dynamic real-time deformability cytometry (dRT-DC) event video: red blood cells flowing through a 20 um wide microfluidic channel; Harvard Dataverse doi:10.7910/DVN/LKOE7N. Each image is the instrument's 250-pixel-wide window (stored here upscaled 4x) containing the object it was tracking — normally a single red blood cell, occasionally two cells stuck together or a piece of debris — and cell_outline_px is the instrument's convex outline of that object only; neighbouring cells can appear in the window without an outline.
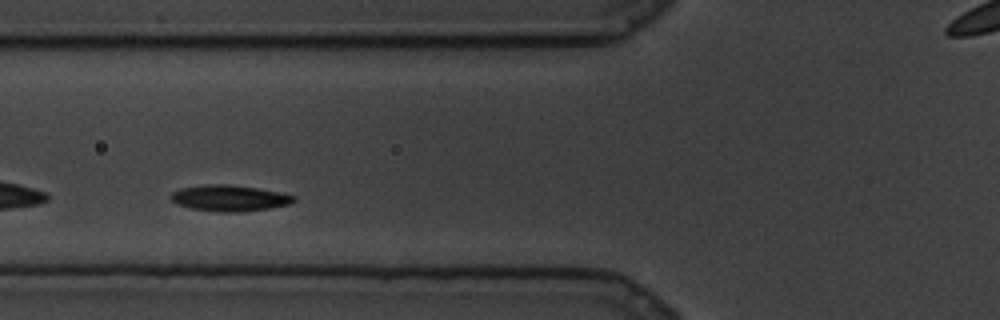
{"species": "common noctule bat (a hibernating species)", "species_latin": "Nyctalus noctula", "temperature_condition": "cold", "stored_images_in_passage": 50, "camera_frame_rate_fps": 3000, "um_per_image_px": 0.085, "animal": {"sex": "male", "body_mass_g": 19.5, "forearm_length_mm": 54.6}, "frame": {"image": 1, "passage_image": 8, "time_ms": 2.333, "image_size_px": [1000, 320], "cell_outline_px": [[296, 200], [288, 204], [268, 208], [240, 212], [216, 212], [192, 208], [176, 204], [168, 196], [172, 192], [180, 188], [208, 184], [228, 184], [256, 188], [280, 192], [296, 196]], "centroid_in_image_um": [19.47, 16.84], "position_along_channel_um": 106.3, "area_um2": 18.67}}
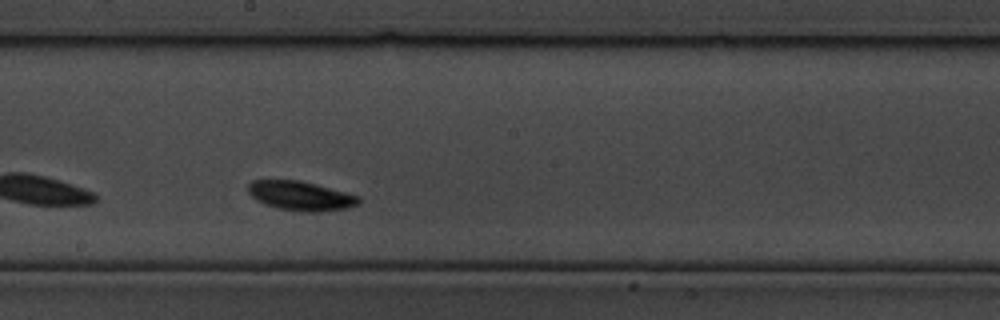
{"frame": {"image": 2, "passage_image": 24, "time_ms": 7.667, "image_size_px": [1000, 320], "cell_outline_px": [[360, 204], [348, 208], [320, 212], [304, 212], [276, 208], [264, 204], [256, 200], [248, 192], [248, 184], [252, 180], [300, 180], [316, 184], [360, 196]], "centroid_in_image_um": [25.57, 16.65], "position_along_channel_um": 222.6, "area_um2": 19.07}}
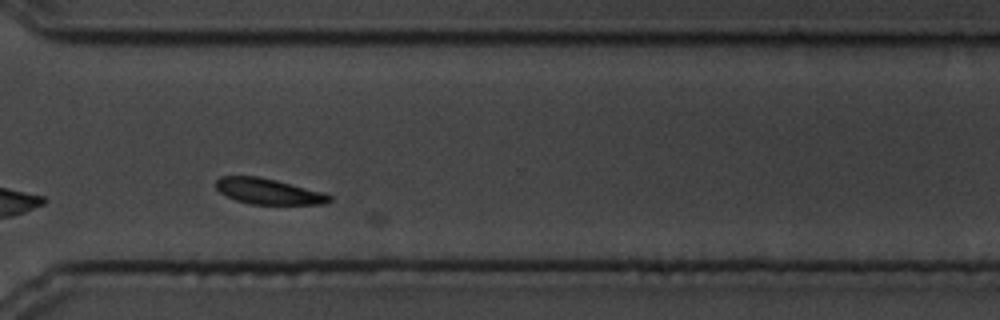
{"frame": {"image": 3, "passage_image": 41, "time_ms": 13.333, "image_size_px": [1000, 320], "cell_outline_px": [[332, 200], [328, 204], [252, 204], [236, 200], [220, 192], [216, 188], [216, 180], [220, 176], [256, 176], [276, 180], [324, 192], [332, 196]], "centroid_in_image_um": [22.85, 16.27], "position_along_channel_um": 347.7, "area_um2": 16.99}}